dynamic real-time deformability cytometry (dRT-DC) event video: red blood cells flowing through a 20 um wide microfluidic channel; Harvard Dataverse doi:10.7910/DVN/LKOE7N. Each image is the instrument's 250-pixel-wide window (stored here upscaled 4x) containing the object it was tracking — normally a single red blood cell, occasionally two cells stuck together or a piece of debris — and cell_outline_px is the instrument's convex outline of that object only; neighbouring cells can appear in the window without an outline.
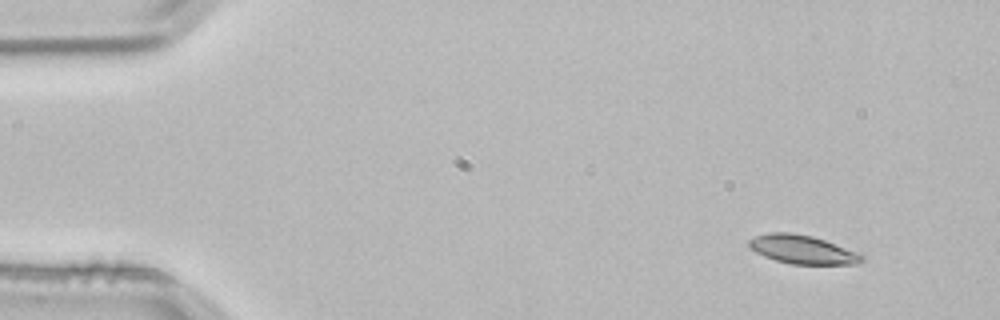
{"species": "common noctule bat (a hibernating species)", "species_latin": "Nyctalus noctula", "temperature_condition": "room temperature", "stored_images_in_passage": 3, "camera_frame_rate_fps": 3000, "um_per_image_px": 0.085, "animal": {"sex": "male", "body_mass_g": 21.5, "forearm_length_mm": 52.0}, "frame": {"image": 1, "passage_image": 1, "time_ms": 0.0, "image_size_px": [1000, 320], "cell_outline_px": [[864, 260], [856, 264], [792, 264], [776, 260], [764, 256], [756, 252], [748, 244], [748, 240], [756, 236], [768, 232], [792, 232], [812, 236], [824, 240], [864, 256]], "centroid_in_image_um": [68.16, 21.2], "position_along_channel_um": 16.8, "area_um2": 18.5}}
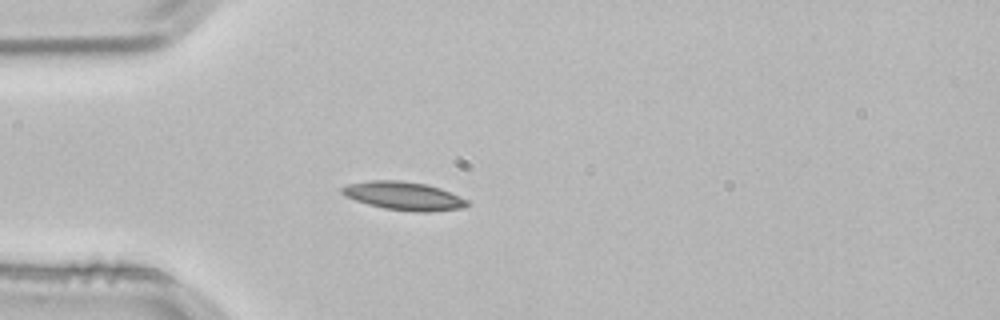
{"frame": {"image": 2, "passage_image": 3, "time_ms": 0.667, "image_size_px": [1000, 320], "cell_outline_px": [[468, 204], [464, 208], [428, 212], [412, 212], [384, 208], [368, 204], [344, 196], [340, 192], [340, 188], [348, 184], [368, 180], [400, 180], [424, 184], [440, 188], [468, 200]], "centroid_in_image_um": [34.29, 16.65], "position_along_channel_um": 50.7, "area_um2": 20.69}}